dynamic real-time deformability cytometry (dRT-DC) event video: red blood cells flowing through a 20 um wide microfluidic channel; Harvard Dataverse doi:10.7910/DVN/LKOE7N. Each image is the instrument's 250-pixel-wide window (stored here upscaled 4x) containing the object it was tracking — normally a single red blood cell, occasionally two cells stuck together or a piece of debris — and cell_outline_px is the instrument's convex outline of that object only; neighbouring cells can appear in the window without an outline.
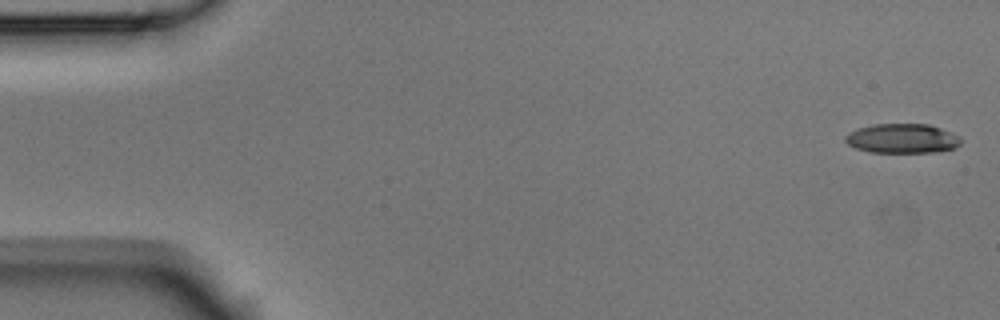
{"species": "Egyptian fruit bat (a non-hibernating species)", "species_latin": "Rousettus aegyptiacus", "temperature_condition": "room temperature", "stored_images_in_passage": 4, "camera_frame_rate_fps": 3000, "um_per_image_px": 0.085, "animal": {"sex": "male"}, "frame": {"image": 1, "passage_image": 1, "time_ms": 0.0, "image_size_px": [1000, 320], "cell_outline_px": [[960, 144], [956, 148], [936, 152], [868, 152], [856, 148], [848, 144], [844, 140], [844, 136], [848, 132], [856, 128], [872, 124], [928, 124], [940, 128], [960, 136]], "centroid_in_image_um": [76.66, 11.77], "position_along_channel_um": 8.3, "area_um2": 20.0}}
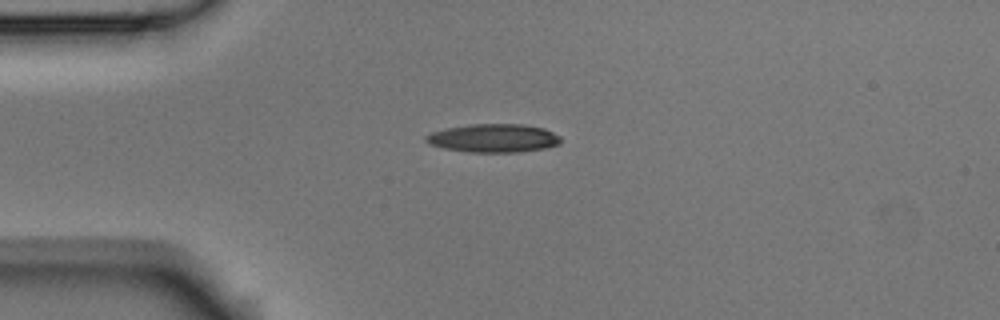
{"frame": {"image": 2, "passage_image": 4, "time_ms": 1.0, "image_size_px": [1000, 320], "cell_outline_px": [[560, 144], [544, 148], [520, 152], [468, 152], [444, 148], [428, 144], [424, 140], [424, 136], [432, 132], [444, 128], [472, 124], [524, 124], [544, 128], [560, 136]], "centroid_in_image_um": [41.92, 11.74], "position_along_channel_um": 43.1, "area_um2": 22.43}}